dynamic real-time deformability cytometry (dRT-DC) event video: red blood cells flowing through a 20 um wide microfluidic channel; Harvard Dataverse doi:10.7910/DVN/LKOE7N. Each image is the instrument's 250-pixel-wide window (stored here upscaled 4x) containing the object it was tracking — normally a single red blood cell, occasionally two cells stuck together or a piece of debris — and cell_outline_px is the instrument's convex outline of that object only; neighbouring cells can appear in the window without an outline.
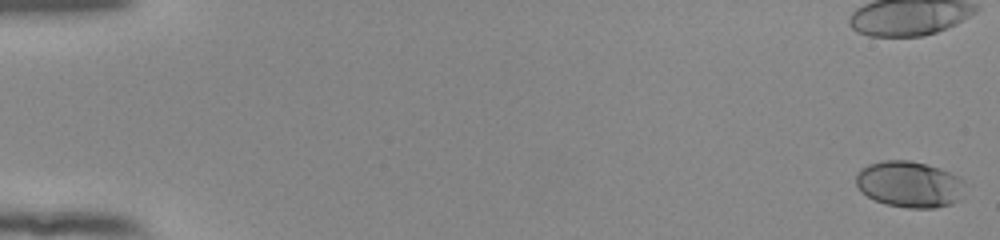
{"species": "human", "species_latin": "Homo sapiens", "temperature_condition": "room temperature", "stored_images_in_passage": 49, "camera_frame_rate_fps": 3000, "um_per_image_px": 0.085, "donor": {"sex": "female"}, "frame": {"image": 1, "passage_image": 2, "time_ms": 0.333, "image_size_px": [1000, 240], "cell_outline_px": [[964, 180], [960, 200], [952, 204], [936, 208], [908, 208], [888, 204], [876, 200], [860, 192], [856, 184], [856, 176], [860, 168], [868, 164], [884, 160], [908, 160], [940, 168], [960, 176]], "centroid_in_image_um": [77.3, 15.66], "position_along_channel_um": 7.7, "area_um2": 29.48}}